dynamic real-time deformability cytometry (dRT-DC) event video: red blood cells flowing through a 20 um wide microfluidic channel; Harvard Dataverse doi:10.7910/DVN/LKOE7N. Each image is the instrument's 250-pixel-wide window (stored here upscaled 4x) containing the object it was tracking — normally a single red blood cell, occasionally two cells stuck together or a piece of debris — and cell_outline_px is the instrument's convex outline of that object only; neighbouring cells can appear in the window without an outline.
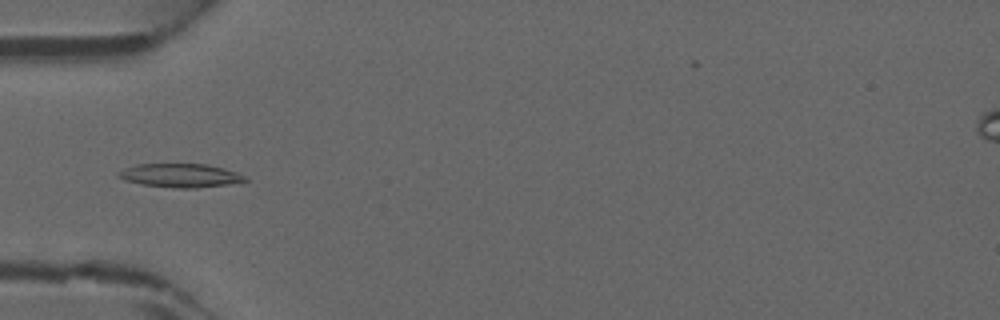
{"species": "common noctule bat (a hibernating species)", "species_latin": "Nyctalus noctula", "temperature_condition": "warm", "stored_images_in_passage": 45, "camera_frame_rate_fps": 3000, "um_per_image_px": 0.085, "animal": {"sex": "male", "forearm_length_mm": 52.5}, "frame": {"image": 1, "passage_image": 15, "time_ms": 4.667, "image_size_px": [1000, 320], "cell_outline_px": [[248, 180], [224, 184], [196, 188], [172, 188], [140, 184], [124, 180], [116, 176], [116, 172], [124, 168], [136, 164], [204, 164], [224, 168], [236, 172], [244, 176]], "centroid_in_image_um": [15.23, 14.91], "position_along_channel_um": 69.8, "area_um2": 17.4}}
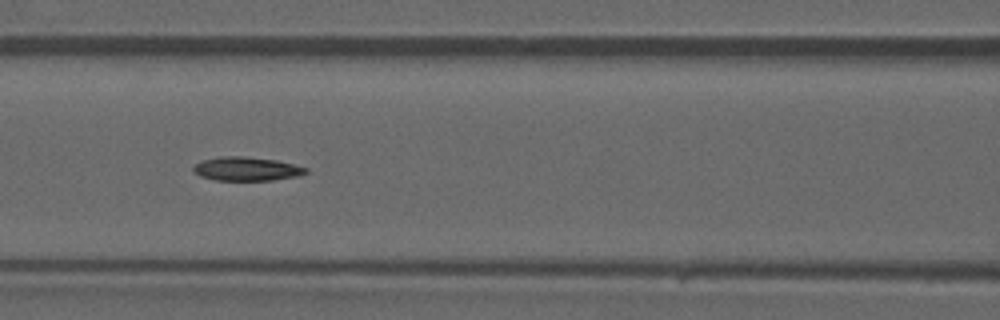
{"frame": {"image": 2, "passage_image": 20, "time_ms": 6.333, "image_size_px": [1000, 320], "cell_outline_px": [[308, 172], [296, 176], [272, 180], [216, 180], [200, 176], [192, 172], [192, 168], [196, 164], [204, 160], [220, 156], [244, 156], [276, 160], [308, 168]], "centroid_in_image_um": [20.93, 14.35], "position_along_channel_um": 145.7, "area_um2": 15.49}}
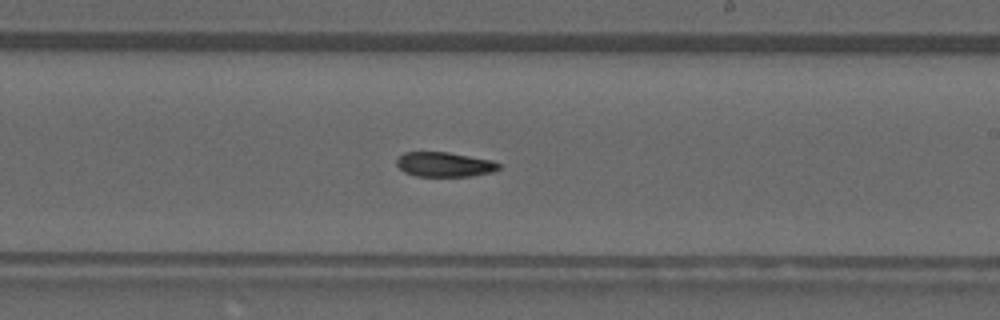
{"frame": {"image": 3, "passage_image": 27, "time_ms": 8.667, "image_size_px": [1000, 320], "cell_outline_px": [[500, 168], [492, 172], [472, 176], [416, 176], [404, 172], [396, 164], [396, 160], [404, 152], [448, 152], [492, 160], [500, 164]], "centroid_in_image_um": [37.78, 13.98], "position_along_channel_um": 251.2, "area_um2": 14.68}}